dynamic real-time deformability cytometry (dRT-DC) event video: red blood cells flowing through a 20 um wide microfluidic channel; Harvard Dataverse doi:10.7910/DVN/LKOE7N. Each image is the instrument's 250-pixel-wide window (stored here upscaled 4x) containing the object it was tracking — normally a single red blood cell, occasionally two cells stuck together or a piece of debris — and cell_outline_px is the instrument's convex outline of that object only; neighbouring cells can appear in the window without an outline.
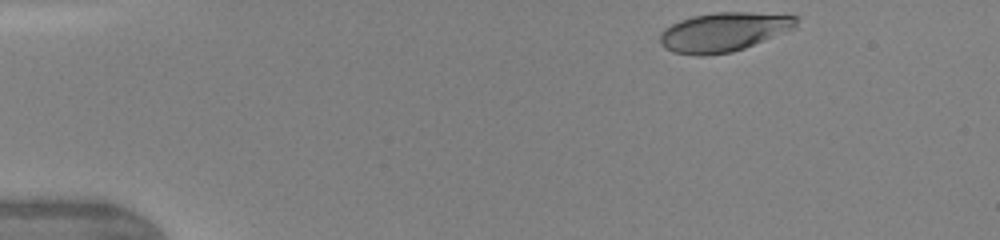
{"species": "human", "species_latin": "Homo sapiens", "temperature_condition": "warm", "stored_images_in_passage": 57, "camera_frame_rate_fps": 3000, "um_per_image_px": 0.085, "donor": {"sex": "female"}, "frame": {"image": 1, "passage_image": 1, "time_ms": 0.0, "image_size_px": [1000, 240], "cell_outline_px": [[800, 16], [796, 28], [744, 48], [732, 52], [700, 56], [672, 52], [664, 48], [660, 44], [660, 32], [664, 28], [680, 20], [692, 16], [716, 12], [752, 12]], "centroid_in_image_um": [61.52, 2.71], "position_along_channel_um": 23.5, "area_um2": 31.27}}
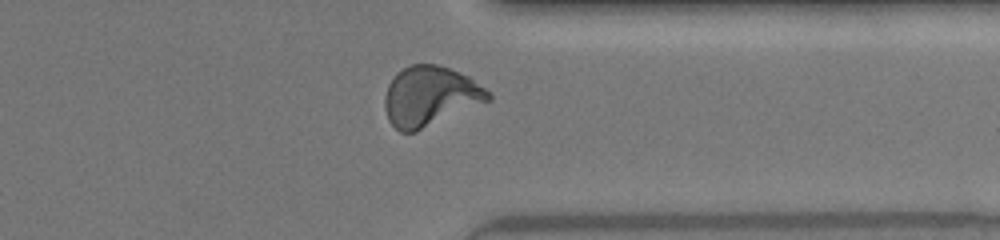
{"frame": {"image": 2, "passage_image": 42, "time_ms": 10.333, "image_size_px": [1000, 240], "cell_outline_px": [[492, 100], [416, 132], [400, 132], [388, 120], [384, 104], [384, 96], [388, 84], [396, 72], [412, 64], [436, 64], [448, 68], [468, 76], [484, 88], [492, 96]], "centroid_in_image_um": [36.54, 8.19], "position_along_channel_um": 374.9, "area_um2": 36.13}}
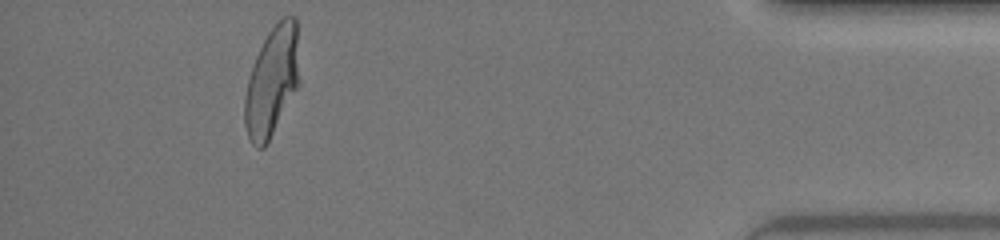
{"frame": {"image": 3, "passage_image": 51, "time_ms": 12.333, "image_size_px": [1000, 240], "cell_outline_px": [[300, 84], [264, 148], [256, 148], [252, 144], [248, 136], [244, 124], [244, 96], [248, 80], [256, 56], [268, 32], [284, 16], [296, 16], [300, 80]], "centroid_in_image_um": [23.13, 6.93], "position_along_channel_um": 412.1, "area_um2": 34.91}, "authors_computed_cell_mechanics": {"area_um2": 34.102, "velocity_mm_per_s": 4.2902, "shape_relaxation_time_tau1_ms": 2.9273, "shape_relaxation_time_tau2_ms": null, "deformation_change_tau1": 0.189, "deformation_change_tau2": null}}